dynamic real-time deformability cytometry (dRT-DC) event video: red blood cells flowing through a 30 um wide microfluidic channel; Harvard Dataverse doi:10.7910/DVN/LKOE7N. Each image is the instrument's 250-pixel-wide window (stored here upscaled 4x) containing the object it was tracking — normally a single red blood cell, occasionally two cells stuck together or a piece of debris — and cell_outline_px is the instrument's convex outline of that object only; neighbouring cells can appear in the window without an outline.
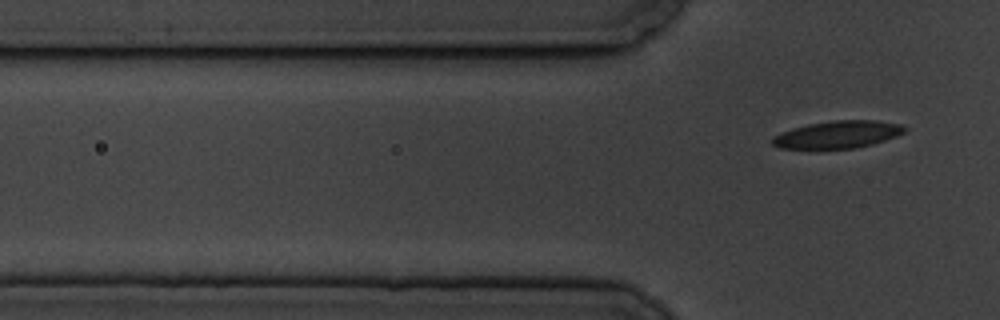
{"species": "common noctule bat (a hibernating species)", "species_latin": "Nyctalus noctula", "temperature_condition": "cold", "stored_images_in_passage": 7, "segment_of_instrument_passage": [2, 2], "camera_frame_rate_fps": 3000, "um_per_image_px": 0.085, "animal": {"sex": "male", "body_mass_g": 19.5, "forearm_length_mm": 54.6}, "frame": {"image": 1, "passage_image": 7, "time_ms": 8.0, "image_size_px": [1000, 320], "cell_outline_px": [[908, 128], [904, 132], [896, 136], [872, 144], [856, 148], [780, 148], [772, 144], [772, 136], [780, 132], [792, 128], [808, 124], [836, 120], [876, 120], [900, 124]], "centroid_in_image_um": [71.2, 11.42], "position_along_channel_um": 54.6, "area_um2": 20.98}}